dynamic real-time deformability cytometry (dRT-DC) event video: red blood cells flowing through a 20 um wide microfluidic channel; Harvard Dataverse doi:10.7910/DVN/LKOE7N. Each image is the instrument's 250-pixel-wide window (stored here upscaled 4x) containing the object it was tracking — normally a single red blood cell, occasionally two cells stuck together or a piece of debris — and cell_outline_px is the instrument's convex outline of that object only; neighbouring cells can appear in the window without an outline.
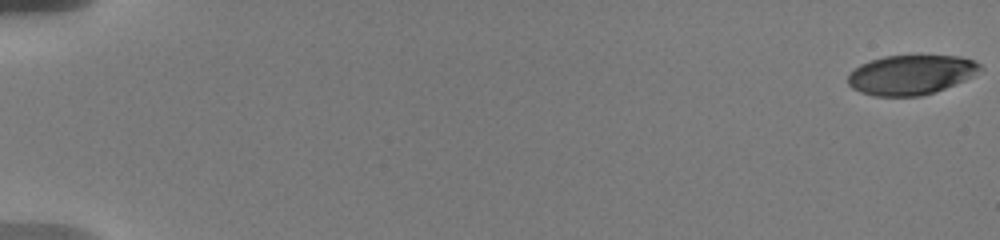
{"species": "human", "species_latin": "Homo sapiens", "temperature_condition": "warm", "stored_images_in_passage": 10, "camera_frame_rate_fps": 3000, "um_per_image_px": 0.085, "donor": {"sex": "male"}, "frame": {"image": 1, "passage_image": 1, "time_ms": 0.0, "image_size_px": [1000, 240], "cell_outline_px": [[984, 68], [972, 76], [964, 80], [944, 88], [920, 96], [872, 96], [860, 92], [852, 88], [848, 84], [848, 72], [860, 64], [884, 56], [960, 56], [972, 60], [980, 64]], "centroid_in_image_um": [77.39, 6.36], "position_along_channel_um": 7.6, "area_um2": 30.4}}
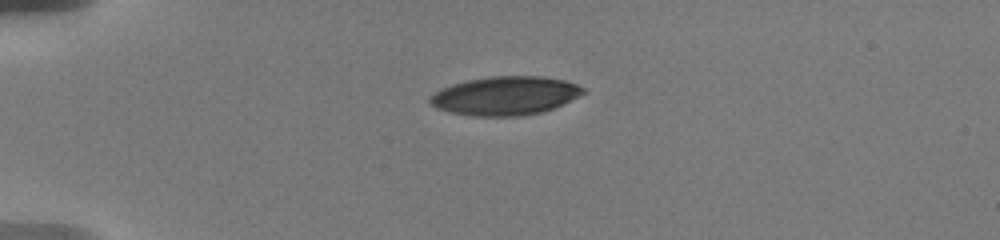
{"frame": {"image": 2, "passage_image": 7, "time_ms": 5.0, "image_size_px": [1000, 240], "cell_outline_px": [[584, 92], [552, 108], [540, 112], [520, 116], [472, 116], [452, 112], [436, 108], [428, 100], [428, 96], [440, 88], [452, 84], [468, 80], [492, 76], [544, 76], [564, 80], [576, 84], [584, 88]], "centroid_in_image_um": [42.87, 8.13], "position_along_channel_um": 42.1, "area_um2": 34.22}}
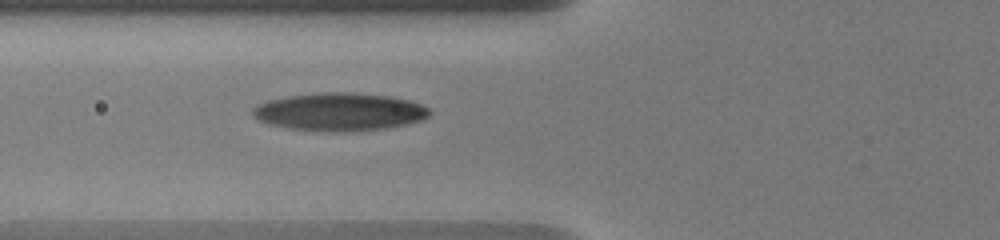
{"frame": {"image": 3, "passage_image": 10, "time_ms": 7.667, "image_size_px": [1000, 240], "cell_outline_px": [[432, 112], [428, 116], [420, 120], [388, 128], [344, 132], [332, 132], [288, 128], [268, 124], [252, 116], [252, 108], [256, 104], [268, 100], [288, 96], [320, 92], [344, 92], [388, 96], [408, 100], [420, 104], [428, 108]], "centroid_in_image_um": [28.81, 9.51], "position_along_channel_um": 97.0, "area_um2": 39.02}}